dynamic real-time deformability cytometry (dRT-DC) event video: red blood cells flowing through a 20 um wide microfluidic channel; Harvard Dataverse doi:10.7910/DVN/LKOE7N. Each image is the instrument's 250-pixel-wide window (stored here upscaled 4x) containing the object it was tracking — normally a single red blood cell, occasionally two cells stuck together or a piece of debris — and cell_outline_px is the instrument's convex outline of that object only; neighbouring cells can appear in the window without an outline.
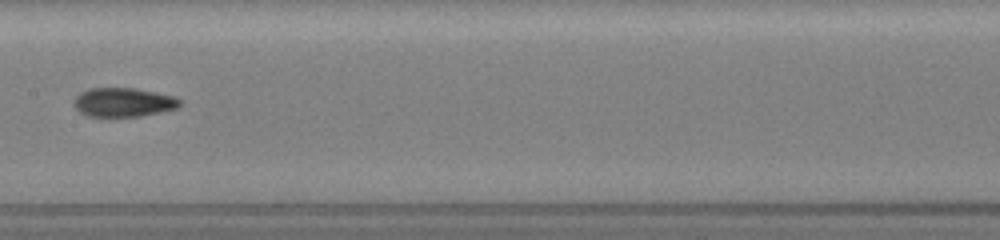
{"species": "common noctule bat (a hibernating species)", "species_latin": "Nyctalus noctula", "temperature_condition": "room temperature", "stored_images_in_passage": 47, "segment_of_instrument_passage": [2, 2], "camera_frame_rate_fps": 3000, "um_per_image_px": 0.085, "animal": {"sex": "female", "body_mass_g": 19.5, "forearm_length_mm": 54.1}, "frame": {"image": 1, "passage_image": 37, "time_ms": 9.333, "image_size_px": [1000, 240], "cell_outline_px": [[184, 104], [176, 108], [160, 112], [140, 116], [88, 116], [80, 112], [72, 104], [76, 96], [80, 92], [88, 88], [136, 88], [176, 96], [184, 100]], "centroid_in_image_um": [10.53, 8.68], "position_along_channel_um": 196.9, "area_um2": 18.15}}